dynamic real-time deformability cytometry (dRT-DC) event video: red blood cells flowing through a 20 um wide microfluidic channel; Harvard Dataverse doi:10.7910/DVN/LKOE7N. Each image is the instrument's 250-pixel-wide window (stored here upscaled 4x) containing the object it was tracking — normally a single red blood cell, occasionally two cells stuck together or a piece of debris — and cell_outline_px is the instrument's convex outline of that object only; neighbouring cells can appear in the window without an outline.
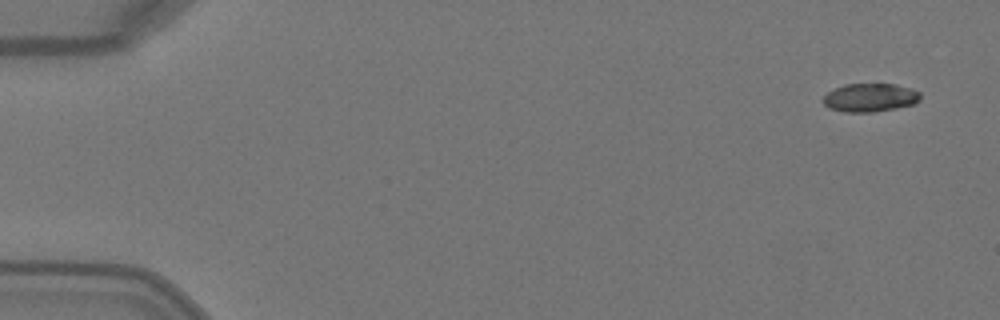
{"species": "Egyptian fruit bat (a non-hibernating species)", "species_latin": "Rousettus aegyptiacus", "temperature_condition": "warm", "stored_images_in_passage": 4, "camera_frame_rate_fps": 3000, "um_per_image_px": 0.085, "animal": {"sex": "female"}, "frame": {"image": 1, "passage_image": 1, "time_ms": 0.0, "image_size_px": [1000, 320], "cell_outline_px": [[920, 100], [916, 104], [896, 108], [872, 112], [844, 112], [828, 108], [820, 100], [828, 92], [844, 84], [896, 84], [920, 92]], "centroid_in_image_um": [73.94, 8.3], "position_along_channel_um": 11.1, "area_um2": 16.18}}
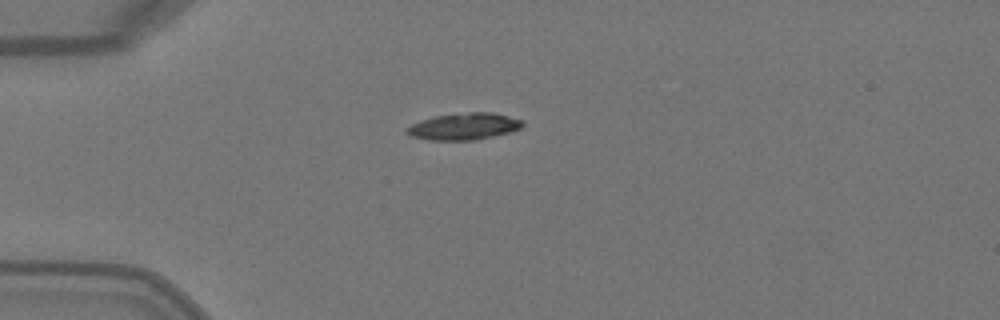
{"frame": {"image": 2, "passage_image": 4, "time_ms": 1.0, "image_size_px": [1000, 320], "cell_outline_px": [[524, 124], [520, 128], [508, 132], [476, 140], [428, 140], [412, 136], [404, 132], [404, 128], [420, 120], [436, 116], [468, 112], [492, 112], [524, 120]], "centroid_in_image_um": [39.41, 10.74], "position_along_channel_um": 45.6, "area_um2": 18.03}}